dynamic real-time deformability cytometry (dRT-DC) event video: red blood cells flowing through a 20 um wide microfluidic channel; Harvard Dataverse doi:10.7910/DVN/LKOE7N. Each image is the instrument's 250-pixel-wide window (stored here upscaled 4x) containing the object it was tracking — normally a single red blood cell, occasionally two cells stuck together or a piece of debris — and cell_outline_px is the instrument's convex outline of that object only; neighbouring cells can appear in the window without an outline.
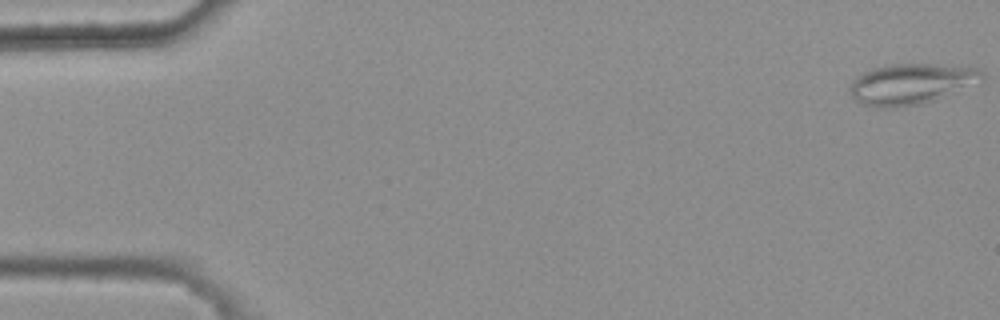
{"species": "common noctule bat (a hibernating species)", "species_latin": "Nyctalus noctula", "temperature_condition": "warm", "stored_images_in_passage": 49, "camera_frame_rate_fps": 3000, "um_per_image_px": 0.085, "animal": {"sex": "female", "body_mass_g": 25.1}, "frame": {"image": 1, "passage_image": 1, "time_ms": 0.0, "image_size_px": [1000, 320], "cell_outline_px": [[984, 80], [936, 100], [924, 104], [896, 108], [872, 108], [860, 104], [852, 96], [848, 88], [852, 80], [856, 76], [872, 68], [892, 64], [936, 64], [980, 68], [984, 72]], "centroid_in_image_um": [77.43, 7.15], "position_along_channel_um": 7.6, "area_um2": 31.96}}
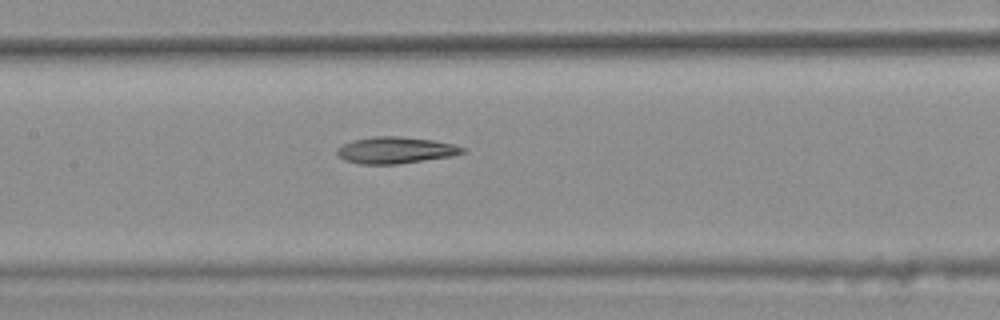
{"frame": {"image": 2, "passage_image": 26, "time_ms": 8.333, "image_size_px": [1000, 320], "cell_outline_px": [[464, 152], [452, 156], [396, 164], [360, 164], [344, 160], [336, 152], [336, 148], [352, 140], [372, 136], [400, 136], [432, 140], [452, 144], [464, 148]], "centroid_in_image_um": [33.57, 12.76], "position_along_channel_um": 173.8, "area_um2": 19.31}}
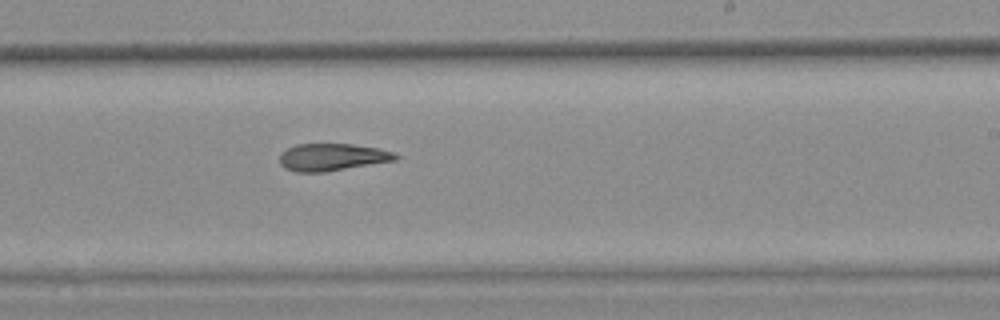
{"frame": {"image": 3, "passage_image": 33, "time_ms": 10.667, "image_size_px": [1000, 320], "cell_outline_px": [[400, 156], [396, 160], [324, 172], [296, 172], [284, 168], [280, 164], [280, 152], [296, 144], [352, 144], [380, 148], [396, 152]], "centroid_in_image_um": [28.25, 13.35], "position_along_channel_um": 260.8, "area_um2": 18.55}}